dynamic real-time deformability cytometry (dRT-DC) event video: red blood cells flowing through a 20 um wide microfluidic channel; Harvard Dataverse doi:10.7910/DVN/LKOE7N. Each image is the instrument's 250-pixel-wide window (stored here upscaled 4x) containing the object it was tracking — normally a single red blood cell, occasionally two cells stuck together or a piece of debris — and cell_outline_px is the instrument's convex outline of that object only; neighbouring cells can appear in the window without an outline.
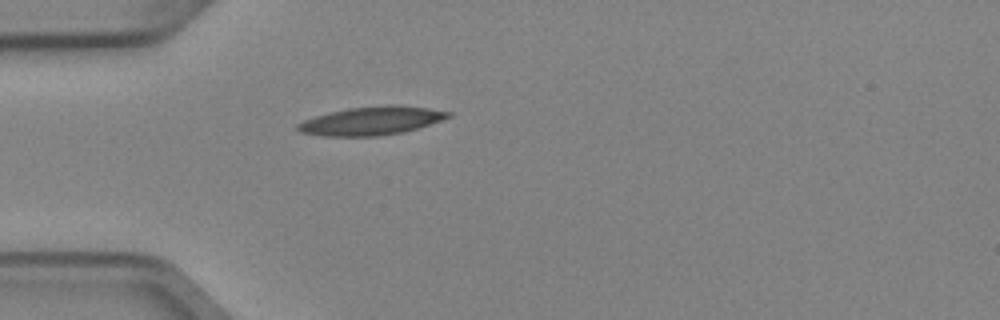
{"species": "Egyptian fruit bat (a non-hibernating species)", "species_latin": "Rousettus aegyptiacus", "temperature_condition": "cold", "stored_images_in_passage": 1, "camera_frame_rate_fps": 3000, "um_per_image_px": 0.085, "animal": {"sex": "female"}, "frame": {"image": 1, "passage_image": 1, "time_ms": 0.0, "image_size_px": [1000, 320], "cell_outline_px": [[452, 116], [404, 132], [380, 136], [324, 136], [300, 132], [296, 128], [296, 124], [304, 120], [328, 112], [348, 108], [388, 104], [400, 104], [428, 108], [452, 112]], "centroid_in_image_um": [31.56, 10.26], "position_along_channel_um": 53.4, "area_um2": 25.03}}